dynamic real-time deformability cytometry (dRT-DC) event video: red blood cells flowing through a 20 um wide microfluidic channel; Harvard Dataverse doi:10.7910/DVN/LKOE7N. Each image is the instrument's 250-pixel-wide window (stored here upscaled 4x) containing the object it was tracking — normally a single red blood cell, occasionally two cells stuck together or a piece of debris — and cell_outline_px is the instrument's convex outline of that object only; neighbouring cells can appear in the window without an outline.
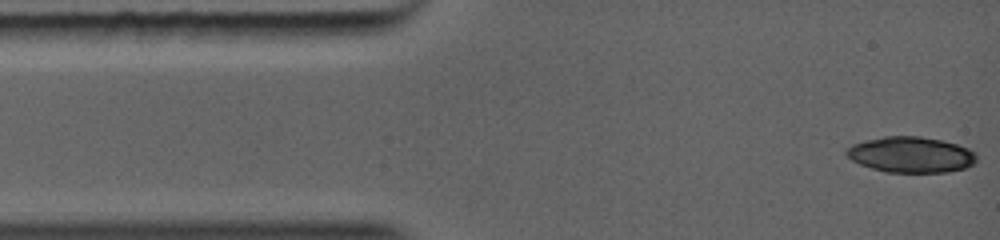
{"species": "common noctule bat (a hibernating species)", "species_latin": "Nyctalus noctula", "temperature_condition": "warm", "stored_images_in_passage": 6, "camera_frame_rate_fps": 5000, "um_per_image_px": 0.085, "animal": {"sex": "female", "body_mass_g": 19.0, "forearm_length_mm": 56.7}, "frame": {"image": 1, "passage_image": 1, "time_ms": 0.0, "image_size_px": [1000, 240], "cell_outline_px": [[976, 160], [972, 164], [964, 168], [948, 172], [884, 172], [860, 164], [852, 160], [844, 152], [848, 148], [856, 144], [872, 140], [892, 136], [912, 136], [940, 140], [956, 144], [972, 152], [976, 156]], "centroid_in_image_um": [77.43, 13.17], "position_along_channel_um": 7.6, "area_um2": 26.3}}